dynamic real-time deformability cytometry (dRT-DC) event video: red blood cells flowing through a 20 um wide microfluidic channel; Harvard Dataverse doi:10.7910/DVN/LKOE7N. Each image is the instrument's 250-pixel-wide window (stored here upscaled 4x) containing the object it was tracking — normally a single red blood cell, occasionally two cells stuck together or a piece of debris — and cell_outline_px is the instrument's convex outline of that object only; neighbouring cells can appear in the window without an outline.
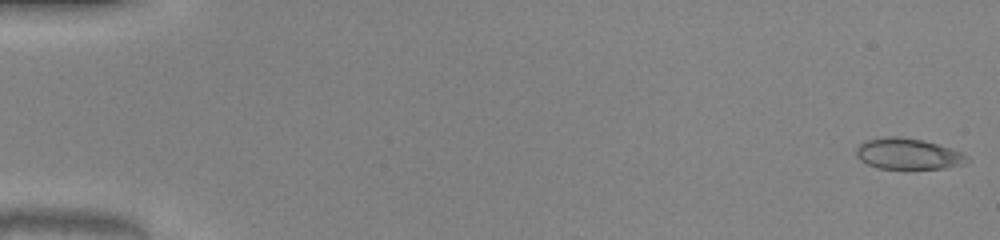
{"species": "common noctule bat (a hibernating species)", "species_latin": "Nyctalus noctula", "temperature_condition": "warm", "stored_images_in_passage": 51, "camera_frame_rate_fps": 3000, "um_per_image_px": 0.085, "animal": {"sex": "male", "body_mass_g": 20.0, "forearm_length_mm": 53.3}, "frame": {"image": 1, "passage_image": 1, "time_ms": 0.0, "image_size_px": [1000, 240], "cell_outline_px": [[968, 160], [964, 164], [944, 168], [876, 168], [860, 160], [856, 156], [856, 148], [864, 140], [884, 136], [896, 136], [924, 140], [964, 152], [968, 156]], "centroid_in_image_um": [77.17, 13.06], "position_along_channel_um": 7.8, "area_um2": 20.11}}
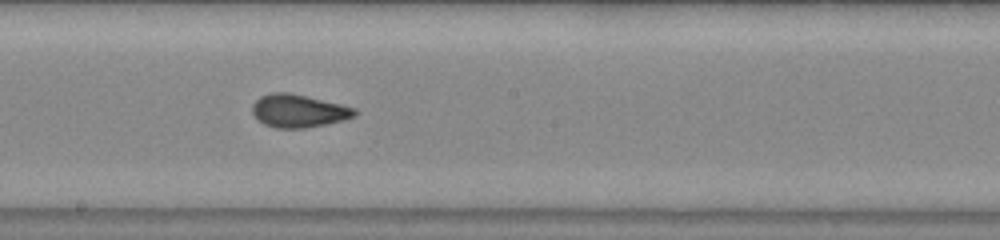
{"frame": {"image": 2, "passage_image": 29, "time_ms": 9.333, "image_size_px": [1000, 240], "cell_outline_px": [[360, 112], [356, 116], [344, 120], [304, 128], [276, 128], [264, 124], [252, 112], [252, 104], [260, 96], [272, 92], [288, 92], [340, 104], [356, 108]], "centroid_in_image_um": [25.4, 9.42], "position_along_channel_um": 222.8, "area_um2": 19.59}}
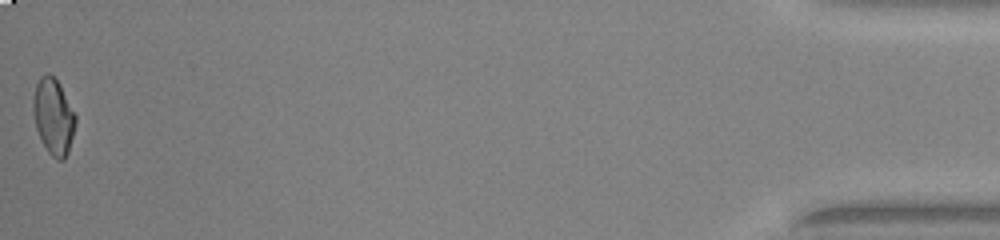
{"frame": {"image": 3, "passage_image": 51, "time_ms": 16.667, "image_size_px": [1000, 240], "cell_outline_px": [[76, 124], [68, 152], [64, 160], [56, 160], [48, 152], [36, 128], [32, 112], [32, 100], [36, 84], [40, 76], [48, 72], [60, 84], [76, 116]], "centroid_in_image_um": [4.53, 9.89], "position_along_channel_um": 430.7, "area_um2": 18.79}, "authors_computed_cell_mechanics": {"area_um2": 19.363, "velocity_mm_per_s": 4.0941, "shape_relaxation_time_tau1_ms": 6.5296, "shape_relaxation_time_tau2_ms": 0.8133, "deformation_change_tau1": 0.1789, "deformation_change_tau2": 0.0442}}